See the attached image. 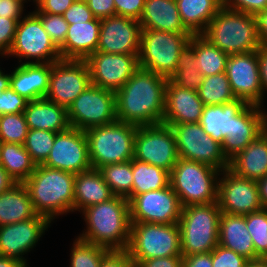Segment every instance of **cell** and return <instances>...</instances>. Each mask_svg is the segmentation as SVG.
Segmentation results:
<instances>
[{
	"label": "cell",
	"instance_id": "1",
	"mask_svg": "<svg viewBox=\"0 0 267 267\" xmlns=\"http://www.w3.org/2000/svg\"><path fill=\"white\" fill-rule=\"evenodd\" d=\"M168 79L139 68L116 92L117 121L136 126L162 124Z\"/></svg>",
	"mask_w": 267,
	"mask_h": 267
},
{
	"label": "cell",
	"instance_id": "2",
	"mask_svg": "<svg viewBox=\"0 0 267 267\" xmlns=\"http://www.w3.org/2000/svg\"><path fill=\"white\" fill-rule=\"evenodd\" d=\"M87 231L78 236L83 241L107 249H127L130 241L129 201L114 196L109 201L98 203L82 210Z\"/></svg>",
	"mask_w": 267,
	"mask_h": 267
},
{
	"label": "cell",
	"instance_id": "3",
	"mask_svg": "<svg viewBox=\"0 0 267 267\" xmlns=\"http://www.w3.org/2000/svg\"><path fill=\"white\" fill-rule=\"evenodd\" d=\"M75 174L36 165L23 183L30 195L34 211L48 217L73 211Z\"/></svg>",
	"mask_w": 267,
	"mask_h": 267
},
{
	"label": "cell",
	"instance_id": "4",
	"mask_svg": "<svg viewBox=\"0 0 267 267\" xmlns=\"http://www.w3.org/2000/svg\"><path fill=\"white\" fill-rule=\"evenodd\" d=\"M201 35L228 55L258 51L262 46L256 17L224 7Z\"/></svg>",
	"mask_w": 267,
	"mask_h": 267
},
{
	"label": "cell",
	"instance_id": "5",
	"mask_svg": "<svg viewBox=\"0 0 267 267\" xmlns=\"http://www.w3.org/2000/svg\"><path fill=\"white\" fill-rule=\"evenodd\" d=\"M220 215L217 202L182 207L178 222L182 257L209 253L218 245Z\"/></svg>",
	"mask_w": 267,
	"mask_h": 267
},
{
	"label": "cell",
	"instance_id": "6",
	"mask_svg": "<svg viewBox=\"0 0 267 267\" xmlns=\"http://www.w3.org/2000/svg\"><path fill=\"white\" fill-rule=\"evenodd\" d=\"M219 172L209 165L178 158L170 172V186L182 207L214 203L217 202Z\"/></svg>",
	"mask_w": 267,
	"mask_h": 267
},
{
	"label": "cell",
	"instance_id": "7",
	"mask_svg": "<svg viewBox=\"0 0 267 267\" xmlns=\"http://www.w3.org/2000/svg\"><path fill=\"white\" fill-rule=\"evenodd\" d=\"M138 126L116 121L85 131L91 168L123 163L134 157V141Z\"/></svg>",
	"mask_w": 267,
	"mask_h": 267
},
{
	"label": "cell",
	"instance_id": "8",
	"mask_svg": "<svg viewBox=\"0 0 267 267\" xmlns=\"http://www.w3.org/2000/svg\"><path fill=\"white\" fill-rule=\"evenodd\" d=\"M127 250L134 263L159 257L182 256L179 224L131 223Z\"/></svg>",
	"mask_w": 267,
	"mask_h": 267
},
{
	"label": "cell",
	"instance_id": "9",
	"mask_svg": "<svg viewBox=\"0 0 267 267\" xmlns=\"http://www.w3.org/2000/svg\"><path fill=\"white\" fill-rule=\"evenodd\" d=\"M191 37V33L142 29L139 66L170 79L175 73L178 57Z\"/></svg>",
	"mask_w": 267,
	"mask_h": 267
},
{
	"label": "cell",
	"instance_id": "10",
	"mask_svg": "<svg viewBox=\"0 0 267 267\" xmlns=\"http://www.w3.org/2000/svg\"><path fill=\"white\" fill-rule=\"evenodd\" d=\"M67 118L81 131L116 122V92L90 84L68 107Z\"/></svg>",
	"mask_w": 267,
	"mask_h": 267
},
{
	"label": "cell",
	"instance_id": "11",
	"mask_svg": "<svg viewBox=\"0 0 267 267\" xmlns=\"http://www.w3.org/2000/svg\"><path fill=\"white\" fill-rule=\"evenodd\" d=\"M173 129L179 158L217 168H229L222 144L207 135L199 123L165 124Z\"/></svg>",
	"mask_w": 267,
	"mask_h": 267
},
{
	"label": "cell",
	"instance_id": "12",
	"mask_svg": "<svg viewBox=\"0 0 267 267\" xmlns=\"http://www.w3.org/2000/svg\"><path fill=\"white\" fill-rule=\"evenodd\" d=\"M179 158L173 129L165 124L139 126L134 141V157L169 172Z\"/></svg>",
	"mask_w": 267,
	"mask_h": 267
},
{
	"label": "cell",
	"instance_id": "13",
	"mask_svg": "<svg viewBox=\"0 0 267 267\" xmlns=\"http://www.w3.org/2000/svg\"><path fill=\"white\" fill-rule=\"evenodd\" d=\"M7 55L36 60L24 63H53L61 60L59 49L33 12L18 22L13 45Z\"/></svg>",
	"mask_w": 267,
	"mask_h": 267
},
{
	"label": "cell",
	"instance_id": "14",
	"mask_svg": "<svg viewBox=\"0 0 267 267\" xmlns=\"http://www.w3.org/2000/svg\"><path fill=\"white\" fill-rule=\"evenodd\" d=\"M90 84V72L85 60L61 59L51 63L45 99L68 109Z\"/></svg>",
	"mask_w": 267,
	"mask_h": 267
},
{
	"label": "cell",
	"instance_id": "15",
	"mask_svg": "<svg viewBox=\"0 0 267 267\" xmlns=\"http://www.w3.org/2000/svg\"><path fill=\"white\" fill-rule=\"evenodd\" d=\"M130 222H149L158 224L178 223L182 205L179 197L168 186L136 195L129 201Z\"/></svg>",
	"mask_w": 267,
	"mask_h": 267
},
{
	"label": "cell",
	"instance_id": "16",
	"mask_svg": "<svg viewBox=\"0 0 267 267\" xmlns=\"http://www.w3.org/2000/svg\"><path fill=\"white\" fill-rule=\"evenodd\" d=\"M139 54H113L96 51L85 61L91 84L117 92L140 68Z\"/></svg>",
	"mask_w": 267,
	"mask_h": 267
},
{
	"label": "cell",
	"instance_id": "17",
	"mask_svg": "<svg viewBox=\"0 0 267 267\" xmlns=\"http://www.w3.org/2000/svg\"><path fill=\"white\" fill-rule=\"evenodd\" d=\"M218 181L217 204L221 213L247 215L263 208L255 180L237 176L229 169Z\"/></svg>",
	"mask_w": 267,
	"mask_h": 267
},
{
	"label": "cell",
	"instance_id": "18",
	"mask_svg": "<svg viewBox=\"0 0 267 267\" xmlns=\"http://www.w3.org/2000/svg\"><path fill=\"white\" fill-rule=\"evenodd\" d=\"M42 165L75 175L91 169L85 131L69 127L66 131L56 133L50 154Z\"/></svg>",
	"mask_w": 267,
	"mask_h": 267
},
{
	"label": "cell",
	"instance_id": "19",
	"mask_svg": "<svg viewBox=\"0 0 267 267\" xmlns=\"http://www.w3.org/2000/svg\"><path fill=\"white\" fill-rule=\"evenodd\" d=\"M225 72L236 99L262 106L264 90L259 71L258 51L229 55Z\"/></svg>",
	"mask_w": 267,
	"mask_h": 267
},
{
	"label": "cell",
	"instance_id": "20",
	"mask_svg": "<svg viewBox=\"0 0 267 267\" xmlns=\"http://www.w3.org/2000/svg\"><path fill=\"white\" fill-rule=\"evenodd\" d=\"M51 220L37 214L34 218L0 226V256L14 258L27 267L24 253L33 249Z\"/></svg>",
	"mask_w": 267,
	"mask_h": 267
},
{
	"label": "cell",
	"instance_id": "21",
	"mask_svg": "<svg viewBox=\"0 0 267 267\" xmlns=\"http://www.w3.org/2000/svg\"><path fill=\"white\" fill-rule=\"evenodd\" d=\"M142 27L138 20L111 16L101 20L97 51L113 54H139Z\"/></svg>",
	"mask_w": 267,
	"mask_h": 267
},
{
	"label": "cell",
	"instance_id": "22",
	"mask_svg": "<svg viewBox=\"0 0 267 267\" xmlns=\"http://www.w3.org/2000/svg\"><path fill=\"white\" fill-rule=\"evenodd\" d=\"M261 106L247 104L232 118L231 134L222 143V151L228 160L244 150L265 131V115Z\"/></svg>",
	"mask_w": 267,
	"mask_h": 267
},
{
	"label": "cell",
	"instance_id": "23",
	"mask_svg": "<svg viewBox=\"0 0 267 267\" xmlns=\"http://www.w3.org/2000/svg\"><path fill=\"white\" fill-rule=\"evenodd\" d=\"M204 106L197 91L182 88L168 79L162 124L198 123Z\"/></svg>",
	"mask_w": 267,
	"mask_h": 267
},
{
	"label": "cell",
	"instance_id": "24",
	"mask_svg": "<svg viewBox=\"0 0 267 267\" xmlns=\"http://www.w3.org/2000/svg\"><path fill=\"white\" fill-rule=\"evenodd\" d=\"M51 63H22L10 74V87L29 101L45 98Z\"/></svg>",
	"mask_w": 267,
	"mask_h": 267
},
{
	"label": "cell",
	"instance_id": "25",
	"mask_svg": "<svg viewBox=\"0 0 267 267\" xmlns=\"http://www.w3.org/2000/svg\"><path fill=\"white\" fill-rule=\"evenodd\" d=\"M101 20L94 19L86 23L68 26L64 45L59 49L61 59L86 60L97 51Z\"/></svg>",
	"mask_w": 267,
	"mask_h": 267
},
{
	"label": "cell",
	"instance_id": "26",
	"mask_svg": "<svg viewBox=\"0 0 267 267\" xmlns=\"http://www.w3.org/2000/svg\"><path fill=\"white\" fill-rule=\"evenodd\" d=\"M218 245L233 250L248 260L260 259L246 228V215L221 213Z\"/></svg>",
	"mask_w": 267,
	"mask_h": 267
},
{
	"label": "cell",
	"instance_id": "27",
	"mask_svg": "<svg viewBox=\"0 0 267 267\" xmlns=\"http://www.w3.org/2000/svg\"><path fill=\"white\" fill-rule=\"evenodd\" d=\"M229 170L237 176L258 181L267 174V132L229 160Z\"/></svg>",
	"mask_w": 267,
	"mask_h": 267
},
{
	"label": "cell",
	"instance_id": "28",
	"mask_svg": "<svg viewBox=\"0 0 267 267\" xmlns=\"http://www.w3.org/2000/svg\"><path fill=\"white\" fill-rule=\"evenodd\" d=\"M139 23L142 29L190 33L181 21L176 0H145Z\"/></svg>",
	"mask_w": 267,
	"mask_h": 267
},
{
	"label": "cell",
	"instance_id": "29",
	"mask_svg": "<svg viewBox=\"0 0 267 267\" xmlns=\"http://www.w3.org/2000/svg\"><path fill=\"white\" fill-rule=\"evenodd\" d=\"M23 114L28 129H41L59 133L70 127L67 109L45 98L29 101Z\"/></svg>",
	"mask_w": 267,
	"mask_h": 267
},
{
	"label": "cell",
	"instance_id": "30",
	"mask_svg": "<svg viewBox=\"0 0 267 267\" xmlns=\"http://www.w3.org/2000/svg\"><path fill=\"white\" fill-rule=\"evenodd\" d=\"M114 194L98 169L91 168L75 175L73 210L109 201ZM80 209V210H79Z\"/></svg>",
	"mask_w": 267,
	"mask_h": 267
},
{
	"label": "cell",
	"instance_id": "31",
	"mask_svg": "<svg viewBox=\"0 0 267 267\" xmlns=\"http://www.w3.org/2000/svg\"><path fill=\"white\" fill-rule=\"evenodd\" d=\"M246 105L247 103L242 99H235L222 105H206L198 123L207 135L222 144L231 134L232 118Z\"/></svg>",
	"mask_w": 267,
	"mask_h": 267
},
{
	"label": "cell",
	"instance_id": "32",
	"mask_svg": "<svg viewBox=\"0 0 267 267\" xmlns=\"http://www.w3.org/2000/svg\"><path fill=\"white\" fill-rule=\"evenodd\" d=\"M36 215L23 183H16L9 190L0 193V226L28 220Z\"/></svg>",
	"mask_w": 267,
	"mask_h": 267
},
{
	"label": "cell",
	"instance_id": "33",
	"mask_svg": "<svg viewBox=\"0 0 267 267\" xmlns=\"http://www.w3.org/2000/svg\"><path fill=\"white\" fill-rule=\"evenodd\" d=\"M180 18L192 35L202 34L222 8V0H176Z\"/></svg>",
	"mask_w": 267,
	"mask_h": 267
},
{
	"label": "cell",
	"instance_id": "34",
	"mask_svg": "<svg viewBox=\"0 0 267 267\" xmlns=\"http://www.w3.org/2000/svg\"><path fill=\"white\" fill-rule=\"evenodd\" d=\"M132 175V198L170 186L169 171L137 159H132Z\"/></svg>",
	"mask_w": 267,
	"mask_h": 267
},
{
	"label": "cell",
	"instance_id": "35",
	"mask_svg": "<svg viewBox=\"0 0 267 267\" xmlns=\"http://www.w3.org/2000/svg\"><path fill=\"white\" fill-rule=\"evenodd\" d=\"M0 165L17 183H24L36 167L23 144L4 142L1 145Z\"/></svg>",
	"mask_w": 267,
	"mask_h": 267
},
{
	"label": "cell",
	"instance_id": "36",
	"mask_svg": "<svg viewBox=\"0 0 267 267\" xmlns=\"http://www.w3.org/2000/svg\"><path fill=\"white\" fill-rule=\"evenodd\" d=\"M204 78L196 64L194 35H192L189 43L178 57L175 73L170 77V80L182 88L197 91Z\"/></svg>",
	"mask_w": 267,
	"mask_h": 267
},
{
	"label": "cell",
	"instance_id": "37",
	"mask_svg": "<svg viewBox=\"0 0 267 267\" xmlns=\"http://www.w3.org/2000/svg\"><path fill=\"white\" fill-rule=\"evenodd\" d=\"M194 52L197 67L204 77L226 71L229 55L211 44L201 34L194 35Z\"/></svg>",
	"mask_w": 267,
	"mask_h": 267
},
{
	"label": "cell",
	"instance_id": "38",
	"mask_svg": "<svg viewBox=\"0 0 267 267\" xmlns=\"http://www.w3.org/2000/svg\"><path fill=\"white\" fill-rule=\"evenodd\" d=\"M98 170L114 196L124 197L128 201L132 199V160L104 165Z\"/></svg>",
	"mask_w": 267,
	"mask_h": 267
},
{
	"label": "cell",
	"instance_id": "39",
	"mask_svg": "<svg viewBox=\"0 0 267 267\" xmlns=\"http://www.w3.org/2000/svg\"><path fill=\"white\" fill-rule=\"evenodd\" d=\"M199 98L204 105H222L236 99L226 72L206 76L197 90Z\"/></svg>",
	"mask_w": 267,
	"mask_h": 267
},
{
	"label": "cell",
	"instance_id": "40",
	"mask_svg": "<svg viewBox=\"0 0 267 267\" xmlns=\"http://www.w3.org/2000/svg\"><path fill=\"white\" fill-rule=\"evenodd\" d=\"M56 133L41 129H28L24 147L36 165L43 164L48 158L55 141Z\"/></svg>",
	"mask_w": 267,
	"mask_h": 267
},
{
	"label": "cell",
	"instance_id": "41",
	"mask_svg": "<svg viewBox=\"0 0 267 267\" xmlns=\"http://www.w3.org/2000/svg\"><path fill=\"white\" fill-rule=\"evenodd\" d=\"M109 249L77 238L71 250L70 267H99L103 255Z\"/></svg>",
	"mask_w": 267,
	"mask_h": 267
},
{
	"label": "cell",
	"instance_id": "42",
	"mask_svg": "<svg viewBox=\"0 0 267 267\" xmlns=\"http://www.w3.org/2000/svg\"><path fill=\"white\" fill-rule=\"evenodd\" d=\"M246 228L251 235L256 255L259 258H265L267 256V210L262 208L247 214Z\"/></svg>",
	"mask_w": 267,
	"mask_h": 267
},
{
	"label": "cell",
	"instance_id": "43",
	"mask_svg": "<svg viewBox=\"0 0 267 267\" xmlns=\"http://www.w3.org/2000/svg\"><path fill=\"white\" fill-rule=\"evenodd\" d=\"M28 126L23 113L0 115V141L24 144Z\"/></svg>",
	"mask_w": 267,
	"mask_h": 267
},
{
	"label": "cell",
	"instance_id": "44",
	"mask_svg": "<svg viewBox=\"0 0 267 267\" xmlns=\"http://www.w3.org/2000/svg\"><path fill=\"white\" fill-rule=\"evenodd\" d=\"M34 14L41 20L43 28L50 36L52 42L60 49L64 45L69 26L63 15L48 13Z\"/></svg>",
	"mask_w": 267,
	"mask_h": 267
},
{
	"label": "cell",
	"instance_id": "45",
	"mask_svg": "<svg viewBox=\"0 0 267 267\" xmlns=\"http://www.w3.org/2000/svg\"><path fill=\"white\" fill-rule=\"evenodd\" d=\"M248 261L235 251L220 245L212 250V267H246Z\"/></svg>",
	"mask_w": 267,
	"mask_h": 267
},
{
	"label": "cell",
	"instance_id": "46",
	"mask_svg": "<svg viewBox=\"0 0 267 267\" xmlns=\"http://www.w3.org/2000/svg\"><path fill=\"white\" fill-rule=\"evenodd\" d=\"M28 102L29 100L9 87L0 95V115L23 113Z\"/></svg>",
	"mask_w": 267,
	"mask_h": 267
},
{
	"label": "cell",
	"instance_id": "47",
	"mask_svg": "<svg viewBox=\"0 0 267 267\" xmlns=\"http://www.w3.org/2000/svg\"><path fill=\"white\" fill-rule=\"evenodd\" d=\"M64 19L69 25L77 23H86L95 19L93 12L89 9L87 2L84 0H76L64 12Z\"/></svg>",
	"mask_w": 267,
	"mask_h": 267
},
{
	"label": "cell",
	"instance_id": "48",
	"mask_svg": "<svg viewBox=\"0 0 267 267\" xmlns=\"http://www.w3.org/2000/svg\"><path fill=\"white\" fill-rule=\"evenodd\" d=\"M20 19L0 17V54L7 55L13 45L16 27ZM2 51V52H1Z\"/></svg>",
	"mask_w": 267,
	"mask_h": 267
},
{
	"label": "cell",
	"instance_id": "49",
	"mask_svg": "<svg viewBox=\"0 0 267 267\" xmlns=\"http://www.w3.org/2000/svg\"><path fill=\"white\" fill-rule=\"evenodd\" d=\"M222 7L256 16L267 8V0H222Z\"/></svg>",
	"mask_w": 267,
	"mask_h": 267
},
{
	"label": "cell",
	"instance_id": "50",
	"mask_svg": "<svg viewBox=\"0 0 267 267\" xmlns=\"http://www.w3.org/2000/svg\"><path fill=\"white\" fill-rule=\"evenodd\" d=\"M99 267H135L127 249H110L102 257Z\"/></svg>",
	"mask_w": 267,
	"mask_h": 267
},
{
	"label": "cell",
	"instance_id": "51",
	"mask_svg": "<svg viewBox=\"0 0 267 267\" xmlns=\"http://www.w3.org/2000/svg\"><path fill=\"white\" fill-rule=\"evenodd\" d=\"M117 16L134 18L139 21L145 0H114Z\"/></svg>",
	"mask_w": 267,
	"mask_h": 267
},
{
	"label": "cell",
	"instance_id": "52",
	"mask_svg": "<svg viewBox=\"0 0 267 267\" xmlns=\"http://www.w3.org/2000/svg\"><path fill=\"white\" fill-rule=\"evenodd\" d=\"M76 0H36L38 9L33 13L63 15Z\"/></svg>",
	"mask_w": 267,
	"mask_h": 267
},
{
	"label": "cell",
	"instance_id": "53",
	"mask_svg": "<svg viewBox=\"0 0 267 267\" xmlns=\"http://www.w3.org/2000/svg\"><path fill=\"white\" fill-rule=\"evenodd\" d=\"M96 19L116 16L114 0H86Z\"/></svg>",
	"mask_w": 267,
	"mask_h": 267
},
{
	"label": "cell",
	"instance_id": "54",
	"mask_svg": "<svg viewBox=\"0 0 267 267\" xmlns=\"http://www.w3.org/2000/svg\"><path fill=\"white\" fill-rule=\"evenodd\" d=\"M23 3L21 0H0V17L4 19H21Z\"/></svg>",
	"mask_w": 267,
	"mask_h": 267
},
{
	"label": "cell",
	"instance_id": "55",
	"mask_svg": "<svg viewBox=\"0 0 267 267\" xmlns=\"http://www.w3.org/2000/svg\"><path fill=\"white\" fill-rule=\"evenodd\" d=\"M182 262V256H173L143 260L134 264L135 267H182Z\"/></svg>",
	"mask_w": 267,
	"mask_h": 267
},
{
	"label": "cell",
	"instance_id": "56",
	"mask_svg": "<svg viewBox=\"0 0 267 267\" xmlns=\"http://www.w3.org/2000/svg\"><path fill=\"white\" fill-rule=\"evenodd\" d=\"M182 267H212V251L183 257Z\"/></svg>",
	"mask_w": 267,
	"mask_h": 267
},
{
	"label": "cell",
	"instance_id": "57",
	"mask_svg": "<svg viewBox=\"0 0 267 267\" xmlns=\"http://www.w3.org/2000/svg\"><path fill=\"white\" fill-rule=\"evenodd\" d=\"M258 59L262 88L265 93L267 91V45H262L258 49Z\"/></svg>",
	"mask_w": 267,
	"mask_h": 267
},
{
	"label": "cell",
	"instance_id": "58",
	"mask_svg": "<svg viewBox=\"0 0 267 267\" xmlns=\"http://www.w3.org/2000/svg\"><path fill=\"white\" fill-rule=\"evenodd\" d=\"M255 17L261 45H267V8L258 13Z\"/></svg>",
	"mask_w": 267,
	"mask_h": 267
},
{
	"label": "cell",
	"instance_id": "59",
	"mask_svg": "<svg viewBox=\"0 0 267 267\" xmlns=\"http://www.w3.org/2000/svg\"><path fill=\"white\" fill-rule=\"evenodd\" d=\"M17 182L9 175V173L0 165V193L9 190Z\"/></svg>",
	"mask_w": 267,
	"mask_h": 267
},
{
	"label": "cell",
	"instance_id": "60",
	"mask_svg": "<svg viewBox=\"0 0 267 267\" xmlns=\"http://www.w3.org/2000/svg\"><path fill=\"white\" fill-rule=\"evenodd\" d=\"M256 183L259 190L261 204L263 208H265L267 206V174L258 181H256Z\"/></svg>",
	"mask_w": 267,
	"mask_h": 267
},
{
	"label": "cell",
	"instance_id": "61",
	"mask_svg": "<svg viewBox=\"0 0 267 267\" xmlns=\"http://www.w3.org/2000/svg\"><path fill=\"white\" fill-rule=\"evenodd\" d=\"M0 267H26V266L14 258L0 256Z\"/></svg>",
	"mask_w": 267,
	"mask_h": 267
},
{
	"label": "cell",
	"instance_id": "62",
	"mask_svg": "<svg viewBox=\"0 0 267 267\" xmlns=\"http://www.w3.org/2000/svg\"><path fill=\"white\" fill-rule=\"evenodd\" d=\"M10 87V74H4L2 70H0V95Z\"/></svg>",
	"mask_w": 267,
	"mask_h": 267
},
{
	"label": "cell",
	"instance_id": "63",
	"mask_svg": "<svg viewBox=\"0 0 267 267\" xmlns=\"http://www.w3.org/2000/svg\"><path fill=\"white\" fill-rule=\"evenodd\" d=\"M246 267H267V261L264 258L249 260Z\"/></svg>",
	"mask_w": 267,
	"mask_h": 267
},
{
	"label": "cell",
	"instance_id": "64",
	"mask_svg": "<svg viewBox=\"0 0 267 267\" xmlns=\"http://www.w3.org/2000/svg\"><path fill=\"white\" fill-rule=\"evenodd\" d=\"M265 131L267 132V115H265Z\"/></svg>",
	"mask_w": 267,
	"mask_h": 267
}]
</instances>
